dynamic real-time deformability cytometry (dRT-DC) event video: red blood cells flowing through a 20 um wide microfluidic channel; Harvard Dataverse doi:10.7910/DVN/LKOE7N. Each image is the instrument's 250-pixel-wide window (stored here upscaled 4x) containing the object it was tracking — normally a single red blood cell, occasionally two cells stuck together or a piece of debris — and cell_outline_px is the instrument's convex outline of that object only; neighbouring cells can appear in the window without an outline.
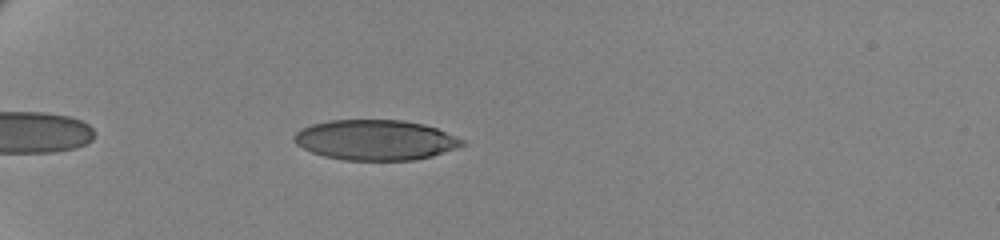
{"species": "human", "species_latin": "Homo sapiens", "temperature_condition": "cold", "stored_images_in_passage": 46, "camera_frame_rate_fps": 3000, "um_per_image_px": 0.085, "donor": {"sex": "female"}, "frame": {"image": 1, "passage_image": 5, "time_ms": 1.333, "image_size_px": [1000, 240], "cell_outline_px": [[468, 144], [432, 156], [412, 160], [344, 160], [324, 156], [312, 152], [296, 144], [292, 140], [292, 136], [300, 128], [312, 124], [328, 120], [404, 120], [424, 124], [436, 128], [464, 140]], "centroid_in_image_um": [31.89, 11.89], "position_along_channel_um": 53.1, "area_um2": 39.54}}
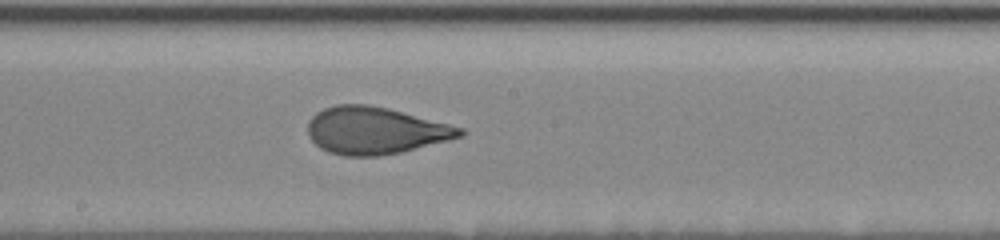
{"frame": {"image": 2, "passage_image": 22, "time_ms": 7.0, "image_size_px": [1000, 240], "cell_outline_px": [[464, 136], [400, 152], [376, 156], [344, 156], [328, 152], [320, 148], [308, 136], [308, 120], [316, 112], [324, 108], [336, 104], [368, 104], [388, 108], [464, 128]], "centroid_in_image_um": [31.86, 11.09], "position_along_channel_um": 216.3, "area_um2": 41.73}}
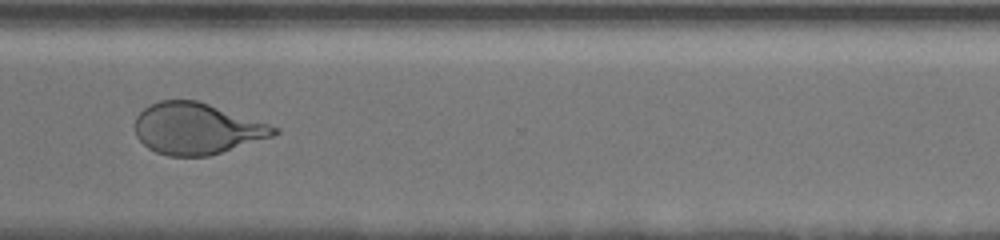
{"frame": {"image": 3, "passage_image": 34, "time_ms": 11.0, "image_size_px": [1000, 240], "cell_outline_px": [[280, 132], [272, 136], [208, 156], [168, 156], [156, 152], [148, 148], [136, 136], [136, 116], [144, 108], [160, 100], [196, 100], [280, 128]], "centroid_in_image_um": [16.7, 10.94], "position_along_channel_um": 353.9, "area_um2": 40.98}, "authors_computed_cell_mechanics": {"area_um2": 41.7027, "velocity_mm_per_s": 3.4553, "shape_relaxation_time_tau1_ms": 4.693, "shape_relaxation_time_tau2_ms": 0.8072, "deformation_change_tau1": 0.1734, "deformation_change_tau2": 0.076}}